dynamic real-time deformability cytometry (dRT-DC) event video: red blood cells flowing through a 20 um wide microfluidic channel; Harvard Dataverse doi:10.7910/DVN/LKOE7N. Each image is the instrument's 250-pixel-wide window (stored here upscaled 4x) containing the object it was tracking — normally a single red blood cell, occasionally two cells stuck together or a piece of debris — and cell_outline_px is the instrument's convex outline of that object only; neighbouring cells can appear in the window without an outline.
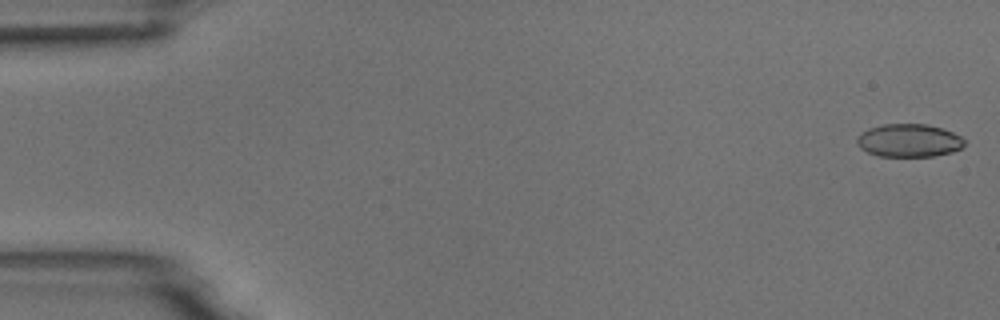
{"species": "common noctule bat (a hibernating species)", "species_latin": "Nyctalus noctula", "temperature_condition": "room temperature", "stored_images_in_passage": 5, "camera_frame_rate_fps": 3000, "um_per_image_px": 0.085, "animal": {"sex": "male", "body_mass_g": 18.8}, "frame": {"image": 1, "passage_image": 1, "time_ms": 0.0, "image_size_px": [1000, 320], "cell_outline_px": [[964, 144], [960, 148], [952, 152], [932, 156], [880, 156], [868, 152], [860, 148], [856, 140], [860, 132], [868, 128], [884, 124], [928, 124], [952, 132], [960, 136], [964, 140]], "centroid_in_image_um": [77.23, 11.93], "position_along_channel_um": 7.8, "area_um2": 20.58}}
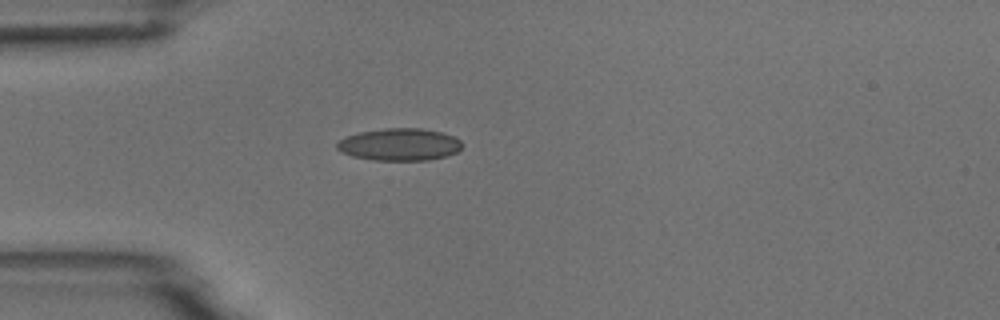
{"frame": {"image": 2, "passage_image": 5, "time_ms": 4.667, "image_size_px": [1000, 320], "cell_outline_px": [[464, 144], [456, 152], [444, 156], [428, 160], [372, 160], [352, 156], [336, 148], [336, 144], [344, 136], [360, 132], [384, 128], [420, 128], [440, 132], [452, 136], [460, 140]], "centroid_in_image_um": [33.94, 12.28], "position_along_channel_um": 51.1, "area_um2": 23.41}}